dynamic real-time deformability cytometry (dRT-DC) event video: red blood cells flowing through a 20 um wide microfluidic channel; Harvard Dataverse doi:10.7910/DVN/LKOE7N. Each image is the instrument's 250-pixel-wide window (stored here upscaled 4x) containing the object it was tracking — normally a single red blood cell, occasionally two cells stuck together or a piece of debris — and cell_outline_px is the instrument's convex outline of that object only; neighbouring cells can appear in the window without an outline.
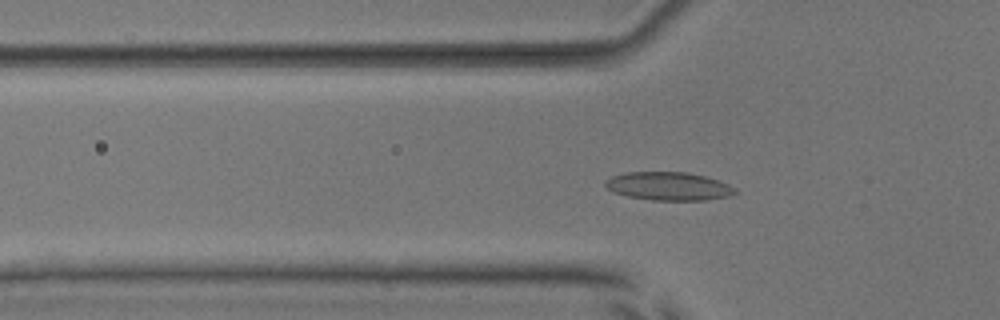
{"species": "common noctule bat (a hibernating species)", "species_latin": "Nyctalus noctula", "temperature_condition": "room temperature", "stored_images_in_passage": 38, "camera_frame_rate_fps": 3000, "um_per_image_px": 0.085, "animal": {"sex": "male", "body_mass_g": 17.9, "forearm_length_mm": 54.2}, "frame": {"image": 1, "passage_image": 2, "time_ms": 0.333, "image_size_px": [1000, 320], "cell_outline_px": [[736, 192], [732, 196], [708, 200], [652, 200], [628, 196], [612, 192], [604, 184], [604, 180], [612, 176], [628, 172], [688, 172], [704, 176], [728, 184], [736, 188]], "centroid_in_image_um": [56.83, 15.83], "position_along_channel_um": 69.0, "area_um2": 21.44}}
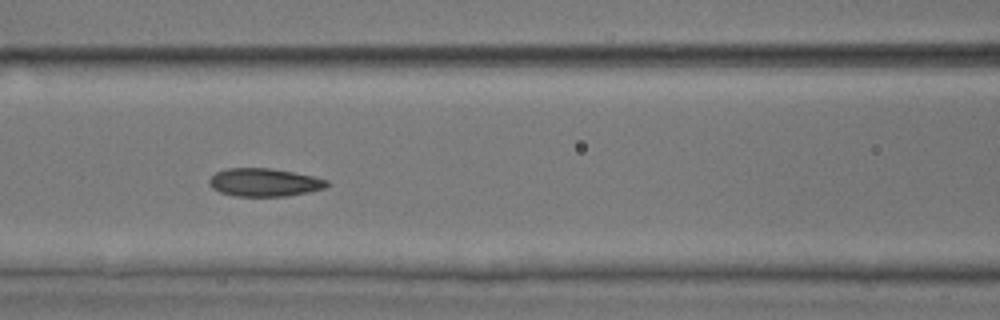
{"frame": {"image": 2, "passage_image": 8, "time_ms": 2.333, "image_size_px": [1000, 320], "cell_outline_px": [[328, 184], [324, 188], [308, 192], [284, 196], [236, 196], [220, 192], [212, 188], [208, 184], [208, 180], [216, 172], [228, 168], [272, 168], [312, 176], [328, 180]], "centroid_in_image_um": [22.43, 15.5], "position_along_channel_um": 144.2, "area_um2": 19.13}}
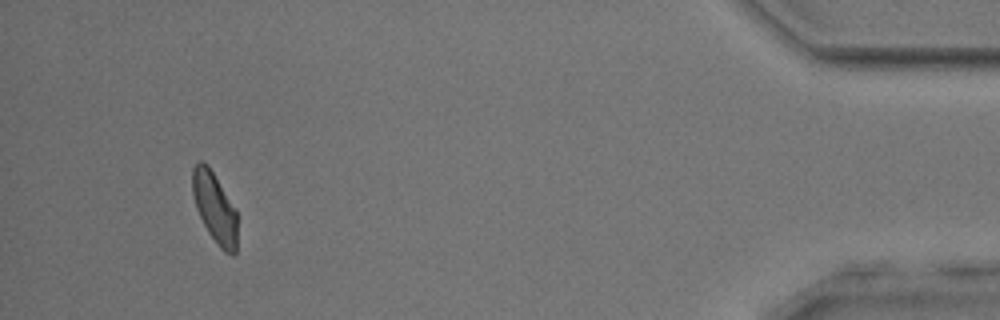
{"frame": {"image": 3, "passage_image": 35, "time_ms": 11.333, "image_size_px": [1000, 320], "cell_outline_px": [[236, 252], [232, 256], [224, 252], [220, 248], [208, 232], [196, 208], [192, 192], [192, 168], [200, 160], [204, 160], [208, 164], [236, 212]], "centroid_in_image_um": [18.22, 17.64], "position_along_channel_um": 417.0, "area_um2": 18.09}, "authors_computed_cell_mechanics": {"area_um2": 18.8428, "velocity_mm_per_s": 3.7781, "shape_relaxation_time_tau1_ms": 5.9775, "shape_relaxation_time_tau2_ms": 2.4184, "deformation_change_tau1": 0.108, "deformation_change_tau2": 0.0632}}